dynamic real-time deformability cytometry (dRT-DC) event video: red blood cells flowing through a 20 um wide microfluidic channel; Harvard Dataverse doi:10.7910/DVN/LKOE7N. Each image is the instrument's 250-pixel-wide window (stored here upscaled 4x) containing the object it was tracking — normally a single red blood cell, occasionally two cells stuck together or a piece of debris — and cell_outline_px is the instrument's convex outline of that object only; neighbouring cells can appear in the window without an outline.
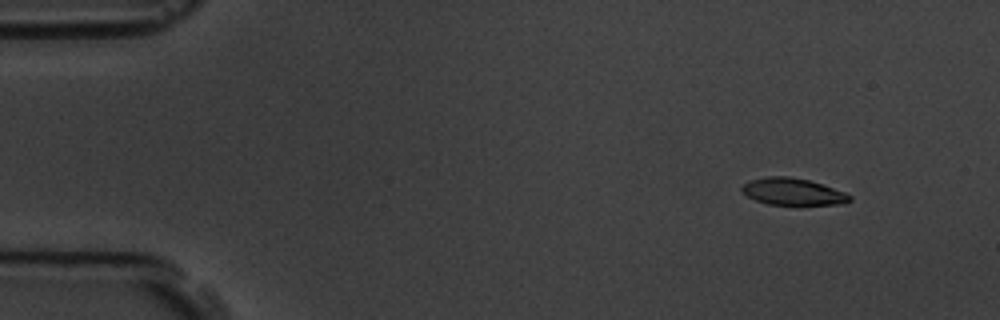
{"species": "common noctule bat (a hibernating species)", "species_latin": "Nyctalus noctula", "temperature_condition": "room temperature", "stored_images_in_passage": 6, "camera_frame_rate_fps": 3000, "um_per_image_px": 0.085, "animal": {"sex": "male", "body_mass_g": 19.5, "forearm_length_mm": 54.6}, "frame": {"image": 1, "passage_image": 2, "time_ms": 1.0, "image_size_px": [1000, 320], "cell_outline_px": [[852, 200], [844, 204], [768, 204], [756, 200], [748, 196], [740, 188], [744, 184], [752, 180], [768, 176], [788, 176], [808, 180], [844, 192], [852, 196]], "centroid_in_image_um": [67.4, 16.29], "position_along_channel_um": 17.6, "area_um2": 16.53}}